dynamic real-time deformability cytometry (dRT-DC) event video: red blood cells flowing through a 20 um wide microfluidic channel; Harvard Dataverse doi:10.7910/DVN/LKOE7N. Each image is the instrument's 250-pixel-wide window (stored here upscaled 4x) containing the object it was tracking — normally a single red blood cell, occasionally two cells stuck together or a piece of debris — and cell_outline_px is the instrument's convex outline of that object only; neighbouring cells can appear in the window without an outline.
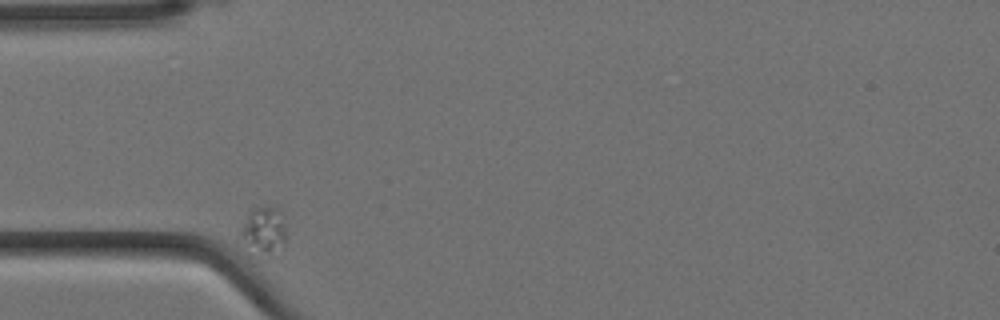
{"species": "Egyptian fruit bat (a non-hibernating species)", "species_latin": "Rousettus aegyptiacus", "temperature_condition": "cold", "stored_images_in_passage": 8, "camera_frame_rate_fps": 3000, "um_per_image_px": 0.085, "animal": {"sex": "female"}, "frame": {"image": 1, "passage_image": 1, "time_ms": 0.0, "image_size_px": [1000, 320], "cell_outline_px": [[284, 248], [268, 260], [248, 260], [236, 244], [240, 228], [248, 216], [256, 208], [276, 208], [284, 228]], "centroid_in_image_um": [22.23, 19.96], "position_along_channel_um": 62.8, "area_um2": 14.22}}